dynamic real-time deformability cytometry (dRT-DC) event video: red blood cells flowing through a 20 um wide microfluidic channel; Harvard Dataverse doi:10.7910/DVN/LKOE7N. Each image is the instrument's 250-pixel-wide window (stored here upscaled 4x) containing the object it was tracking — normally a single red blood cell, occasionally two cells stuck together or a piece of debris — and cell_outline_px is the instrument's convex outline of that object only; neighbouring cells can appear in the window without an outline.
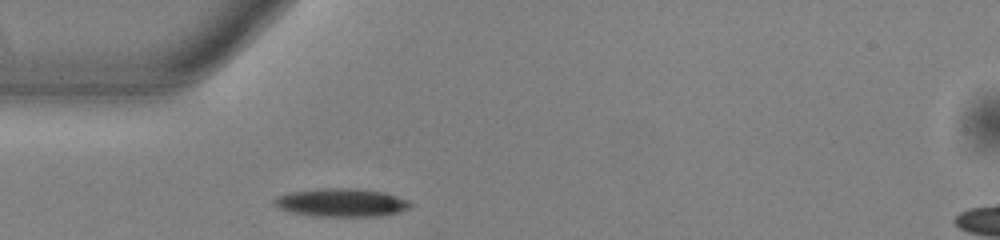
{"species": "common noctule bat (a hibernating species)", "species_latin": "Nyctalus noctula", "temperature_condition": "warm", "stored_images_in_passage": 39, "camera_frame_rate_fps": 3000, "um_per_image_px": 0.085, "animal": {"sex": "male", "body_mass_g": 13.0, "forearm_length_mm": 53.1}, "frame": {"image": 1, "passage_image": 1, "time_ms": 0.0, "image_size_px": [1000, 240], "cell_outline_px": [[412, 204], [408, 208], [400, 212], [380, 216], [316, 216], [292, 212], [280, 208], [272, 204], [272, 200], [288, 192], [324, 188], [356, 188], [384, 192], [408, 200]], "centroid_in_image_um": [29.02, 17.21], "position_along_channel_um": 56.0, "area_um2": 22.31}}
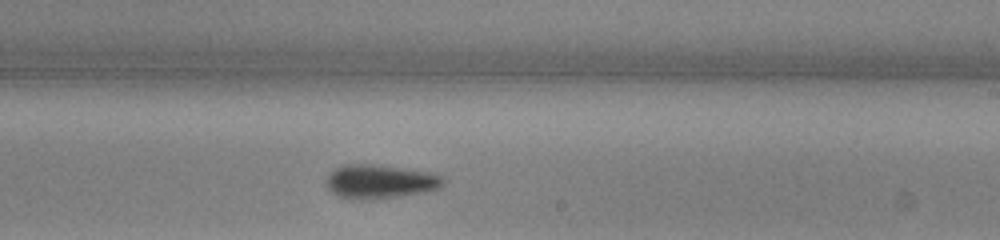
{"frame": {"image": 2, "passage_image": 17, "time_ms": 5.333, "image_size_px": [1000, 240], "cell_outline_px": [[444, 184], [440, 188], [424, 192], [400, 196], [368, 200], [352, 200], [336, 196], [328, 188], [324, 180], [336, 168], [344, 164], [372, 164], [428, 172], [440, 176], [444, 180]], "centroid_in_image_um": [32.25, 15.45], "position_along_channel_um": 256.8, "area_um2": 23.12}}
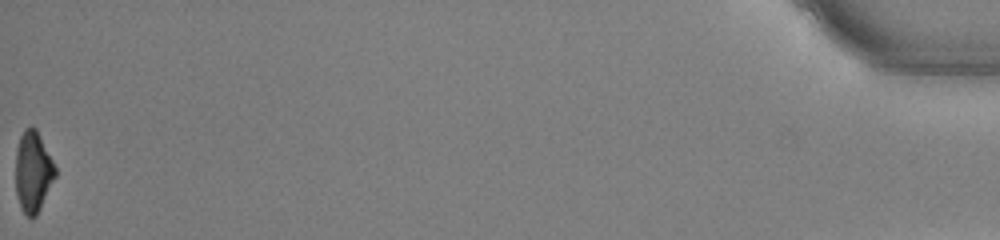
{"frame": {"image": 3, "passage_image": 39, "time_ms": 12.667, "image_size_px": [1000, 240], "cell_outline_px": [[56, 176], [36, 216], [32, 220], [28, 220], [24, 216], [20, 208], [16, 192], [16, 148], [20, 136], [24, 128], [32, 124], [36, 128], [56, 168]], "centroid_in_image_um": [2.79, 14.63], "position_along_channel_um": 432.4, "area_um2": 18.96}, "authors_computed_cell_mechanics": {"area_um2": 21.386, "velocity_mm_per_s": 3.8645, "shape_relaxation_time_tau1_ms": 2.7662, "shape_relaxation_time_tau2_ms": 6.0151, "deformation_change_tau1": 0.139, "deformation_change_tau2": 0.1743}}